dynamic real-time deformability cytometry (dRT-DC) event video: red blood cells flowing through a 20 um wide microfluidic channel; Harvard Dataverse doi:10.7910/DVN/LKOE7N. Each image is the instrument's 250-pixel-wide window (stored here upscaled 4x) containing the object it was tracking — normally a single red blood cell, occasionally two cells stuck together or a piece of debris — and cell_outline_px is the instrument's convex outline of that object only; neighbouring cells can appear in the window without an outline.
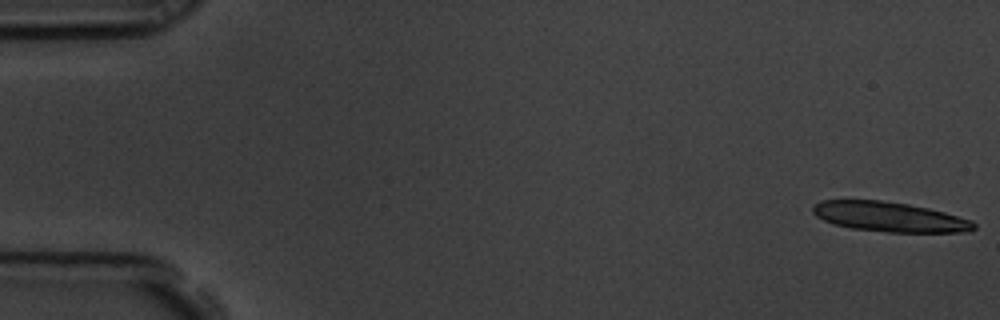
{"species": "common noctule bat (a hibernating species)", "species_latin": "Nyctalus noctula", "temperature_condition": "room temperature", "stored_images_in_passage": 17, "camera_frame_rate_fps": 3000, "um_per_image_px": 0.085, "animal": {"sex": "male", "body_mass_g": 19.5, "forearm_length_mm": 54.6}, "frame": {"image": 1, "passage_image": 1, "time_ms": 0.0, "image_size_px": [1000, 320], "cell_outline_px": [[976, 228], [968, 232], [888, 232], [852, 228], [832, 224], [816, 216], [812, 212], [812, 208], [820, 200], [880, 200], [908, 204], [928, 208], [944, 212], [972, 220], [976, 224]], "centroid_in_image_um": [75.61, 18.43], "position_along_channel_um": 9.4, "area_um2": 27.98}}